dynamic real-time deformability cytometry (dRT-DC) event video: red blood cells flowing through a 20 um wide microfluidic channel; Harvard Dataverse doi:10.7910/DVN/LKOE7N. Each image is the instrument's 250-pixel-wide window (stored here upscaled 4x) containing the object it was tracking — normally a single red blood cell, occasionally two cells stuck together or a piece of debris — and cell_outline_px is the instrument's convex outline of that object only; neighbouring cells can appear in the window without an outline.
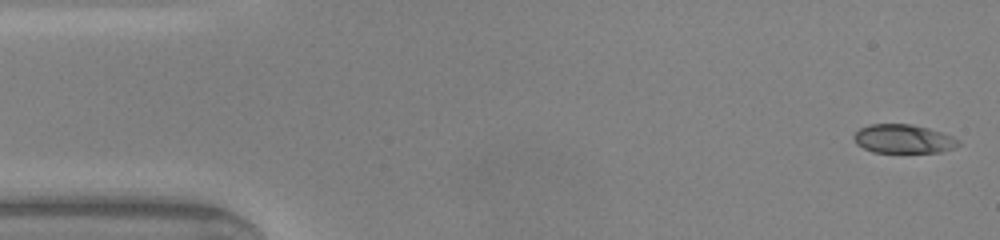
{"species": "common noctule bat (a hibernating species)", "species_latin": "Nyctalus noctula", "temperature_condition": "warm", "stored_images_in_passage": 47, "camera_frame_rate_fps": 3000, "um_per_image_px": 0.085, "animal": {"sex": "male", "body_mass_g": 20.0, "forearm_length_mm": 53.3}, "frame": {"image": 1, "passage_image": 1, "time_ms": 0.0, "image_size_px": [1000, 240], "cell_outline_px": [[960, 144], [956, 148], [940, 152], [872, 152], [856, 144], [852, 136], [860, 128], [868, 124], [912, 124], [944, 132], [960, 140]], "centroid_in_image_um": [76.81, 11.8], "position_along_channel_um": 8.2, "area_um2": 17.74}}
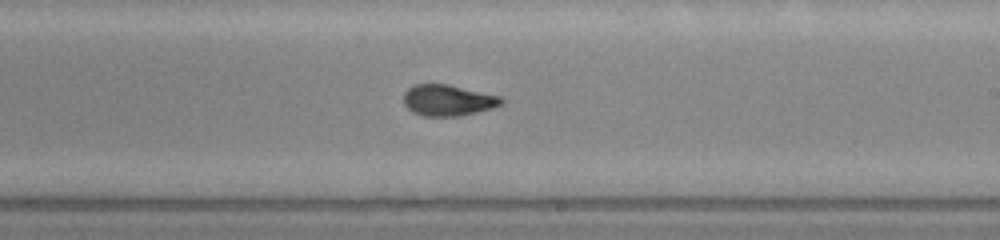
{"frame": {"image": 2, "passage_image": 27, "time_ms": 8.667, "image_size_px": [1000, 240], "cell_outline_px": [[504, 100], [500, 104], [492, 108], [460, 116], [424, 116], [412, 112], [404, 104], [404, 92], [408, 88], [416, 84], [448, 84], [500, 96]], "centroid_in_image_um": [38.05, 8.52], "position_along_channel_um": 250.9, "area_um2": 17.63}}
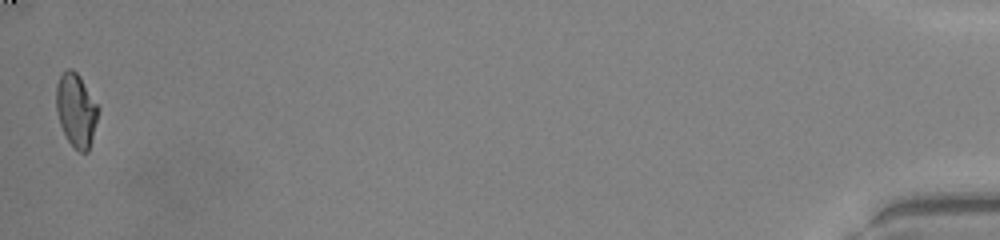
{"frame": {"image": 3, "passage_image": 47, "time_ms": 15.333, "image_size_px": [1000, 240], "cell_outline_px": [[100, 108], [88, 152], [80, 152], [68, 140], [60, 124], [56, 108], [56, 84], [60, 76], [68, 68], [72, 68], [80, 76]], "centroid_in_image_um": [6.48, 9.33], "position_along_channel_um": 428.7, "area_um2": 17.8}, "authors_computed_cell_mechanics": {"area_um2": 18.0914, "velocity_mm_per_s": 4.2025, "shape_relaxation_time_tau1_ms": 6.6127, "shape_relaxation_time_tau2_ms": 0.9558, "deformation_change_tau1": 0.2201, "deformation_change_tau2": 0.0591}}